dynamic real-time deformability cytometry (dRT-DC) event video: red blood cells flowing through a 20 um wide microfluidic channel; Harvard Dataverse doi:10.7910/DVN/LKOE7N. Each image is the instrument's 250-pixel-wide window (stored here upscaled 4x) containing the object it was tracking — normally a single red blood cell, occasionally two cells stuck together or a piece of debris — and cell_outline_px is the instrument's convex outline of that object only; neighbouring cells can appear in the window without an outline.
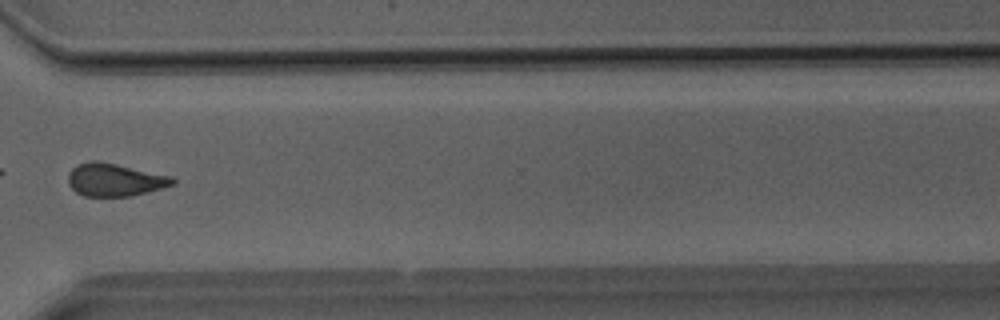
{"species": "Egyptian fruit bat (a non-hibernating species)", "species_latin": "Rousettus aegyptiacus", "temperature_condition": "room temperature", "stored_images_in_passage": 29, "camera_frame_rate_fps": 3000, "um_per_image_px": 0.085, "animal": {"sex": "male"}, "frame": {"image": 1, "passage_image": 24, "time_ms": 7.667, "image_size_px": [1000, 320], "cell_outline_px": [[176, 184], [132, 196], [84, 196], [76, 192], [68, 184], [68, 172], [72, 168], [80, 164], [92, 160], [96, 160], [116, 164], [172, 176], [176, 180]], "centroid_in_image_um": [9.76, 15.29], "position_along_channel_um": 360.8, "area_um2": 19.94}}